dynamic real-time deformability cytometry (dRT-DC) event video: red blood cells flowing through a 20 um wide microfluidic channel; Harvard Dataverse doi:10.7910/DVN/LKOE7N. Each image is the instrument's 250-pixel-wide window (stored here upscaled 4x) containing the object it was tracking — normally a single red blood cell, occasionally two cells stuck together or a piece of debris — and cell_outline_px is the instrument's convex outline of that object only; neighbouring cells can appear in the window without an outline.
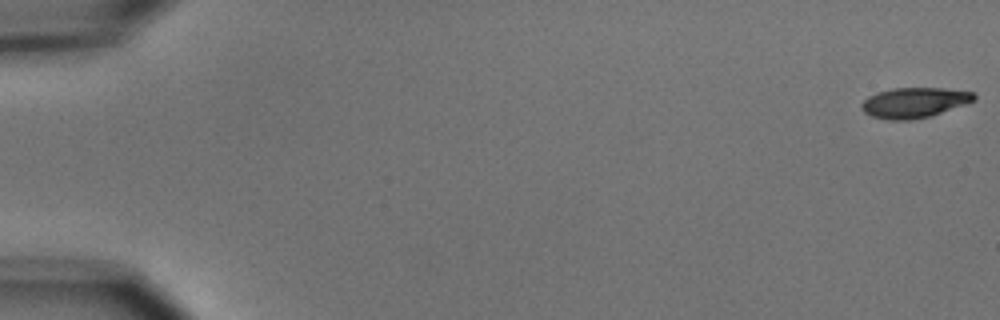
{"species": "common noctule bat (a hibernating species)", "species_latin": "Nyctalus noctula", "temperature_condition": "cold", "stored_images_in_passage": 9, "camera_frame_rate_fps": 3000, "um_per_image_px": 0.085, "animal": {"sex": "male", "body_mass_g": 15.6}, "frame": {"image": 1, "passage_image": 1, "time_ms": 0.0, "image_size_px": [1000, 320], "cell_outline_px": [[976, 100], [928, 116], [908, 120], [888, 120], [872, 116], [864, 112], [860, 108], [860, 104], [868, 96], [876, 92], [892, 88], [940, 88], [976, 92]], "centroid_in_image_um": [77.67, 8.71], "position_along_channel_um": 7.3, "area_um2": 19.71}}
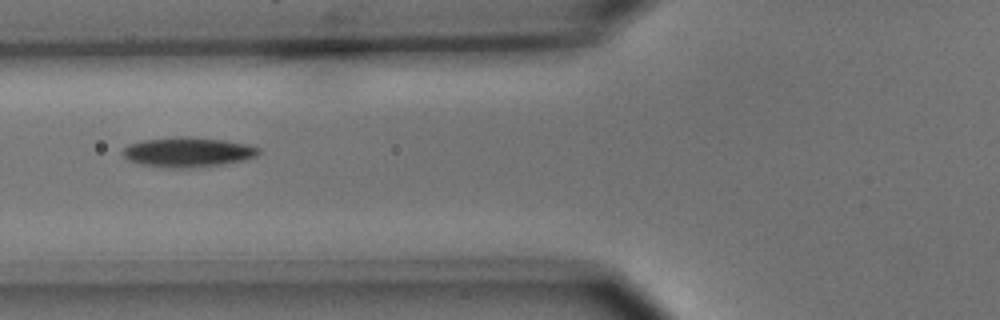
{"frame": {"image": 2, "passage_image": 7, "time_ms": 7.0, "image_size_px": [1000, 320], "cell_outline_px": [[260, 152], [256, 156], [244, 160], [224, 164], [188, 168], [172, 168], [144, 164], [128, 160], [120, 152], [128, 144], [144, 140], [180, 136], [188, 136], [224, 140], [244, 144], [260, 148]], "centroid_in_image_um": [15.96, 12.92], "position_along_channel_um": 109.8, "area_um2": 23.47}}
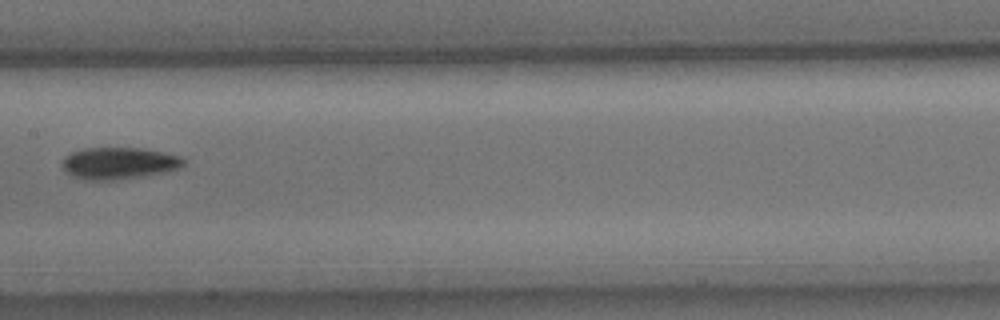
{"frame": {"image": 3, "passage_image": 9, "time_ms": 9.333, "image_size_px": [1000, 320], "cell_outline_px": [[188, 160], [180, 168], [164, 172], [140, 176], [112, 180], [88, 180], [76, 176], [68, 172], [60, 164], [64, 156], [72, 152], [84, 148], [140, 148], [180, 156]], "centroid_in_image_um": [10.11, 13.86], "position_along_channel_um": 197.3, "area_um2": 22.25}}